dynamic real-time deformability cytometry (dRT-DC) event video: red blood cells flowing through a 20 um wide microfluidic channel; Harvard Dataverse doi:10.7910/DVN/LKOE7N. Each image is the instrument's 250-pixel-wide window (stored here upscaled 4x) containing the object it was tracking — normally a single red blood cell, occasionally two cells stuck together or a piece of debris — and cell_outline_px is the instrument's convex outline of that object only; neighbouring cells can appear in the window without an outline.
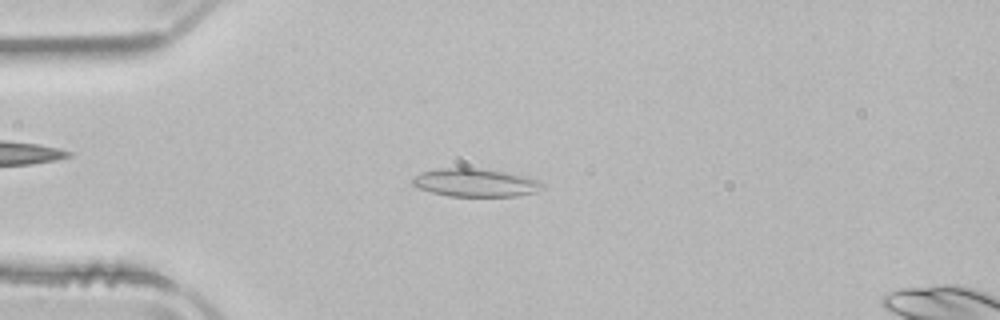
{"species": "common noctule bat (a hibernating species)", "species_latin": "Nyctalus noctula", "temperature_condition": "room temperature", "stored_images_in_passage": 50, "camera_frame_rate_fps": 3000, "um_per_image_px": 0.085, "animal": {"sex": "male", "body_mass_g": 21.5, "forearm_length_mm": 52.0}, "frame": {"image": 1, "passage_image": 12, "time_ms": 3.667, "image_size_px": [1000, 320], "cell_outline_px": [[544, 188], [536, 192], [516, 196], [448, 196], [432, 192], [420, 188], [412, 184], [412, 176], [420, 172], [440, 168], [476, 168], [504, 172], [540, 180], [544, 184]], "centroid_in_image_um": [40.4, 15.53], "position_along_channel_um": 44.6, "area_um2": 21.21}}
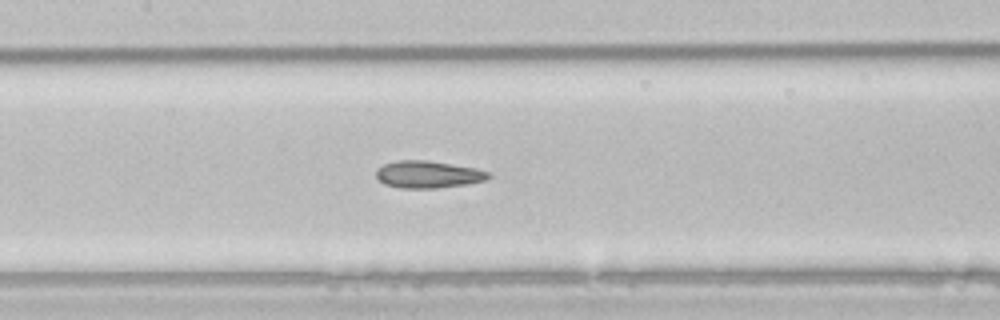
{"frame": {"image": 2, "passage_image": 23, "time_ms": 7.333, "image_size_px": [1000, 320], "cell_outline_px": [[492, 176], [488, 180], [468, 184], [436, 188], [400, 188], [384, 184], [376, 176], [376, 168], [384, 164], [396, 160], [428, 160], [476, 168], [488, 172]], "centroid_in_image_um": [36.4, 14.82], "position_along_channel_um": 171.0, "area_um2": 17.98}}
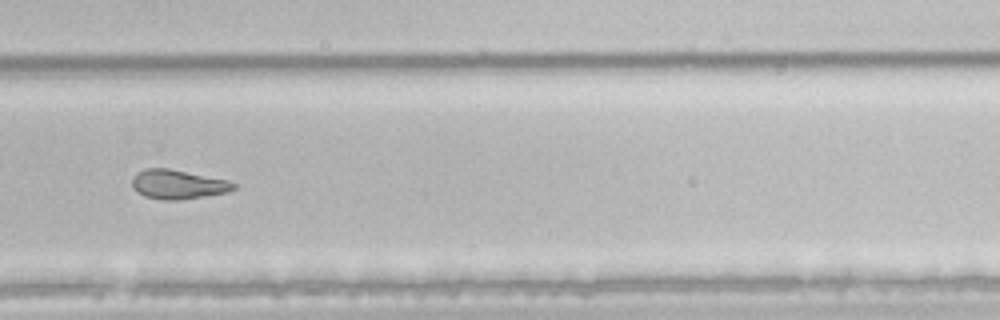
{"frame": {"image": 3, "passage_image": 34, "time_ms": 11.0, "image_size_px": [1000, 320], "cell_outline_px": [[236, 188], [228, 192], [180, 200], [164, 200], [144, 196], [136, 192], [132, 188], [132, 176], [136, 172], [144, 168], [168, 168], [228, 180], [236, 184]], "centroid_in_image_um": [15.08, 15.67], "position_along_channel_um": 314.7, "area_um2": 17.46}, "authors_computed_cell_mechanics": {"area_um2": 20.1722, "velocity_mm_per_s": 3.9311, "shape_relaxation_time_tau1_ms": null, "shape_relaxation_time_tau2_ms": 3.0093, "deformation_change_tau1": null, "deformation_change_tau2": 0.0879}}